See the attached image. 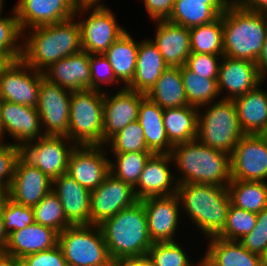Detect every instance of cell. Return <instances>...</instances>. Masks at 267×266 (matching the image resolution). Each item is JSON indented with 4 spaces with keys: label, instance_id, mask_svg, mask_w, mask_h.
Listing matches in <instances>:
<instances>
[{
    "label": "cell",
    "instance_id": "cell-33",
    "mask_svg": "<svg viewBox=\"0 0 267 266\" xmlns=\"http://www.w3.org/2000/svg\"><path fill=\"white\" fill-rule=\"evenodd\" d=\"M146 96L163 109L189 105L180 67H168Z\"/></svg>",
    "mask_w": 267,
    "mask_h": 266
},
{
    "label": "cell",
    "instance_id": "cell-19",
    "mask_svg": "<svg viewBox=\"0 0 267 266\" xmlns=\"http://www.w3.org/2000/svg\"><path fill=\"white\" fill-rule=\"evenodd\" d=\"M51 190L52 180L21 156L6 196L17 204L33 208Z\"/></svg>",
    "mask_w": 267,
    "mask_h": 266
},
{
    "label": "cell",
    "instance_id": "cell-27",
    "mask_svg": "<svg viewBox=\"0 0 267 266\" xmlns=\"http://www.w3.org/2000/svg\"><path fill=\"white\" fill-rule=\"evenodd\" d=\"M168 67L153 41L141 40L133 80L126 88L146 95Z\"/></svg>",
    "mask_w": 267,
    "mask_h": 266
},
{
    "label": "cell",
    "instance_id": "cell-13",
    "mask_svg": "<svg viewBox=\"0 0 267 266\" xmlns=\"http://www.w3.org/2000/svg\"><path fill=\"white\" fill-rule=\"evenodd\" d=\"M105 145H76L68 159L67 174L90 192L110 173Z\"/></svg>",
    "mask_w": 267,
    "mask_h": 266
},
{
    "label": "cell",
    "instance_id": "cell-18",
    "mask_svg": "<svg viewBox=\"0 0 267 266\" xmlns=\"http://www.w3.org/2000/svg\"><path fill=\"white\" fill-rule=\"evenodd\" d=\"M256 63L245 59L224 56L220 62L217 86L223 100H233L263 85Z\"/></svg>",
    "mask_w": 267,
    "mask_h": 266
},
{
    "label": "cell",
    "instance_id": "cell-17",
    "mask_svg": "<svg viewBox=\"0 0 267 266\" xmlns=\"http://www.w3.org/2000/svg\"><path fill=\"white\" fill-rule=\"evenodd\" d=\"M104 92L103 145L129 123L138 119V109L145 94L122 85L116 93Z\"/></svg>",
    "mask_w": 267,
    "mask_h": 266
},
{
    "label": "cell",
    "instance_id": "cell-30",
    "mask_svg": "<svg viewBox=\"0 0 267 266\" xmlns=\"http://www.w3.org/2000/svg\"><path fill=\"white\" fill-rule=\"evenodd\" d=\"M163 111V108L147 96L141 100L138 109L137 121L144 130L148 150L153 154H170L173 147L163 124Z\"/></svg>",
    "mask_w": 267,
    "mask_h": 266
},
{
    "label": "cell",
    "instance_id": "cell-15",
    "mask_svg": "<svg viewBox=\"0 0 267 266\" xmlns=\"http://www.w3.org/2000/svg\"><path fill=\"white\" fill-rule=\"evenodd\" d=\"M43 72L35 70L22 59L16 60L0 76V98L36 108Z\"/></svg>",
    "mask_w": 267,
    "mask_h": 266
},
{
    "label": "cell",
    "instance_id": "cell-14",
    "mask_svg": "<svg viewBox=\"0 0 267 266\" xmlns=\"http://www.w3.org/2000/svg\"><path fill=\"white\" fill-rule=\"evenodd\" d=\"M139 201L134 188L109 173L90 194V225H100L122 209Z\"/></svg>",
    "mask_w": 267,
    "mask_h": 266
},
{
    "label": "cell",
    "instance_id": "cell-16",
    "mask_svg": "<svg viewBox=\"0 0 267 266\" xmlns=\"http://www.w3.org/2000/svg\"><path fill=\"white\" fill-rule=\"evenodd\" d=\"M143 203L148 231L153 243L176 241L180 219V200L177 194L170 196L148 197Z\"/></svg>",
    "mask_w": 267,
    "mask_h": 266
},
{
    "label": "cell",
    "instance_id": "cell-10",
    "mask_svg": "<svg viewBox=\"0 0 267 266\" xmlns=\"http://www.w3.org/2000/svg\"><path fill=\"white\" fill-rule=\"evenodd\" d=\"M75 144L67 136L44 135L21 147V156L51 180L67 172L68 159Z\"/></svg>",
    "mask_w": 267,
    "mask_h": 266
},
{
    "label": "cell",
    "instance_id": "cell-47",
    "mask_svg": "<svg viewBox=\"0 0 267 266\" xmlns=\"http://www.w3.org/2000/svg\"><path fill=\"white\" fill-rule=\"evenodd\" d=\"M239 242L250 252L262 257L267 254V207L257 213L256 226Z\"/></svg>",
    "mask_w": 267,
    "mask_h": 266
},
{
    "label": "cell",
    "instance_id": "cell-6",
    "mask_svg": "<svg viewBox=\"0 0 267 266\" xmlns=\"http://www.w3.org/2000/svg\"><path fill=\"white\" fill-rule=\"evenodd\" d=\"M198 110L196 139L204 145L231 154L235 145L245 135L233 100L221 99Z\"/></svg>",
    "mask_w": 267,
    "mask_h": 266
},
{
    "label": "cell",
    "instance_id": "cell-29",
    "mask_svg": "<svg viewBox=\"0 0 267 266\" xmlns=\"http://www.w3.org/2000/svg\"><path fill=\"white\" fill-rule=\"evenodd\" d=\"M259 84L233 99L242 131L245 134L267 133V92Z\"/></svg>",
    "mask_w": 267,
    "mask_h": 266
},
{
    "label": "cell",
    "instance_id": "cell-24",
    "mask_svg": "<svg viewBox=\"0 0 267 266\" xmlns=\"http://www.w3.org/2000/svg\"><path fill=\"white\" fill-rule=\"evenodd\" d=\"M154 38L151 39L162 54L169 67H182L185 65L190 50L189 28L169 22L157 20Z\"/></svg>",
    "mask_w": 267,
    "mask_h": 266
},
{
    "label": "cell",
    "instance_id": "cell-9",
    "mask_svg": "<svg viewBox=\"0 0 267 266\" xmlns=\"http://www.w3.org/2000/svg\"><path fill=\"white\" fill-rule=\"evenodd\" d=\"M77 14L84 16L83 19L79 18L78 23L82 50L89 54H104L126 32V29L118 23L116 14L111 8L81 9L76 11V18Z\"/></svg>",
    "mask_w": 267,
    "mask_h": 266
},
{
    "label": "cell",
    "instance_id": "cell-40",
    "mask_svg": "<svg viewBox=\"0 0 267 266\" xmlns=\"http://www.w3.org/2000/svg\"><path fill=\"white\" fill-rule=\"evenodd\" d=\"M105 147L111 153L151 152L145 142L144 130L138 121L129 123L113 135L105 143Z\"/></svg>",
    "mask_w": 267,
    "mask_h": 266
},
{
    "label": "cell",
    "instance_id": "cell-60",
    "mask_svg": "<svg viewBox=\"0 0 267 266\" xmlns=\"http://www.w3.org/2000/svg\"><path fill=\"white\" fill-rule=\"evenodd\" d=\"M1 104H2V99L0 98V136L3 141V124H2Z\"/></svg>",
    "mask_w": 267,
    "mask_h": 266
},
{
    "label": "cell",
    "instance_id": "cell-5",
    "mask_svg": "<svg viewBox=\"0 0 267 266\" xmlns=\"http://www.w3.org/2000/svg\"><path fill=\"white\" fill-rule=\"evenodd\" d=\"M221 17L223 55L256 63L267 36V14L247 10L234 1Z\"/></svg>",
    "mask_w": 267,
    "mask_h": 266
},
{
    "label": "cell",
    "instance_id": "cell-42",
    "mask_svg": "<svg viewBox=\"0 0 267 266\" xmlns=\"http://www.w3.org/2000/svg\"><path fill=\"white\" fill-rule=\"evenodd\" d=\"M11 13L4 17L0 13V51L7 52L16 61L22 57L24 38L14 8Z\"/></svg>",
    "mask_w": 267,
    "mask_h": 266
},
{
    "label": "cell",
    "instance_id": "cell-55",
    "mask_svg": "<svg viewBox=\"0 0 267 266\" xmlns=\"http://www.w3.org/2000/svg\"><path fill=\"white\" fill-rule=\"evenodd\" d=\"M0 266H22L21 259L6 252L0 253Z\"/></svg>",
    "mask_w": 267,
    "mask_h": 266
},
{
    "label": "cell",
    "instance_id": "cell-35",
    "mask_svg": "<svg viewBox=\"0 0 267 266\" xmlns=\"http://www.w3.org/2000/svg\"><path fill=\"white\" fill-rule=\"evenodd\" d=\"M220 14L206 0H175L169 22L193 28L216 20Z\"/></svg>",
    "mask_w": 267,
    "mask_h": 266
},
{
    "label": "cell",
    "instance_id": "cell-43",
    "mask_svg": "<svg viewBox=\"0 0 267 266\" xmlns=\"http://www.w3.org/2000/svg\"><path fill=\"white\" fill-rule=\"evenodd\" d=\"M147 255L155 266H198L202 261L194 264L176 241L153 243Z\"/></svg>",
    "mask_w": 267,
    "mask_h": 266
},
{
    "label": "cell",
    "instance_id": "cell-26",
    "mask_svg": "<svg viewBox=\"0 0 267 266\" xmlns=\"http://www.w3.org/2000/svg\"><path fill=\"white\" fill-rule=\"evenodd\" d=\"M209 239L206 253L201 257L205 266H264L263 257L247 250L239 241L217 236Z\"/></svg>",
    "mask_w": 267,
    "mask_h": 266
},
{
    "label": "cell",
    "instance_id": "cell-25",
    "mask_svg": "<svg viewBox=\"0 0 267 266\" xmlns=\"http://www.w3.org/2000/svg\"><path fill=\"white\" fill-rule=\"evenodd\" d=\"M52 191L58 196L72 225H90L89 190L65 173L52 180Z\"/></svg>",
    "mask_w": 267,
    "mask_h": 266
},
{
    "label": "cell",
    "instance_id": "cell-34",
    "mask_svg": "<svg viewBox=\"0 0 267 266\" xmlns=\"http://www.w3.org/2000/svg\"><path fill=\"white\" fill-rule=\"evenodd\" d=\"M231 204L252 213L267 207V181L233 180L227 185Z\"/></svg>",
    "mask_w": 267,
    "mask_h": 266
},
{
    "label": "cell",
    "instance_id": "cell-8",
    "mask_svg": "<svg viewBox=\"0 0 267 266\" xmlns=\"http://www.w3.org/2000/svg\"><path fill=\"white\" fill-rule=\"evenodd\" d=\"M58 245L68 266H112L99 225H71L59 233Z\"/></svg>",
    "mask_w": 267,
    "mask_h": 266
},
{
    "label": "cell",
    "instance_id": "cell-39",
    "mask_svg": "<svg viewBox=\"0 0 267 266\" xmlns=\"http://www.w3.org/2000/svg\"><path fill=\"white\" fill-rule=\"evenodd\" d=\"M35 223L50 227L58 233L72 224L67 220L58 196L51 190L33 207Z\"/></svg>",
    "mask_w": 267,
    "mask_h": 266
},
{
    "label": "cell",
    "instance_id": "cell-51",
    "mask_svg": "<svg viewBox=\"0 0 267 266\" xmlns=\"http://www.w3.org/2000/svg\"><path fill=\"white\" fill-rule=\"evenodd\" d=\"M239 6L247 10L267 14V0H234Z\"/></svg>",
    "mask_w": 267,
    "mask_h": 266
},
{
    "label": "cell",
    "instance_id": "cell-41",
    "mask_svg": "<svg viewBox=\"0 0 267 266\" xmlns=\"http://www.w3.org/2000/svg\"><path fill=\"white\" fill-rule=\"evenodd\" d=\"M256 222L257 213H252L230 204L225 227L217 237L225 240L239 241L254 229Z\"/></svg>",
    "mask_w": 267,
    "mask_h": 266
},
{
    "label": "cell",
    "instance_id": "cell-63",
    "mask_svg": "<svg viewBox=\"0 0 267 266\" xmlns=\"http://www.w3.org/2000/svg\"><path fill=\"white\" fill-rule=\"evenodd\" d=\"M4 195L5 194L0 193V203H1V200L3 199Z\"/></svg>",
    "mask_w": 267,
    "mask_h": 266
},
{
    "label": "cell",
    "instance_id": "cell-11",
    "mask_svg": "<svg viewBox=\"0 0 267 266\" xmlns=\"http://www.w3.org/2000/svg\"><path fill=\"white\" fill-rule=\"evenodd\" d=\"M72 91L41 79L36 109L44 135L69 134L70 99Z\"/></svg>",
    "mask_w": 267,
    "mask_h": 266
},
{
    "label": "cell",
    "instance_id": "cell-37",
    "mask_svg": "<svg viewBox=\"0 0 267 266\" xmlns=\"http://www.w3.org/2000/svg\"><path fill=\"white\" fill-rule=\"evenodd\" d=\"M191 53L223 55L221 15L214 21L189 29Z\"/></svg>",
    "mask_w": 267,
    "mask_h": 266
},
{
    "label": "cell",
    "instance_id": "cell-3",
    "mask_svg": "<svg viewBox=\"0 0 267 266\" xmlns=\"http://www.w3.org/2000/svg\"><path fill=\"white\" fill-rule=\"evenodd\" d=\"M99 227L112 260L145 256L153 245L140 200L105 219Z\"/></svg>",
    "mask_w": 267,
    "mask_h": 266
},
{
    "label": "cell",
    "instance_id": "cell-44",
    "mask_svg": "<svg viewBox=\"0 0 267 266\" xmlns=\"http://www.w3.org/2000/svg\"><path fill=\"white\" fill-rule=\"evenodd\" d=\"M0 211L4 221V227L8 234L21 230L34 221V211L32 207L17 204L4 195L0 203Z\"/></svg>",
    "mask_w": 267,
    "mask_h": 266
},
{
    "label": "cell",
    "instance_id": "cell-45",
    "mask_svg": "<svg viewBox=\"0 0 267 266\" xmlns=\"http://www.w3.org/2000/svg\"><path fill=\"white\" fill-rule=\"evenodd\" d=\"M21 157V147L11 142L0 144V193H7L12 183L17 160Z\"/></svg>",
    "mask_w": 267,
    "mask_h": 266
},
{
    "label": "cell",
    "instance_id": "cell-53",
    "mask_svg": "<svg viewBox=\"0 0 267 266\" xmlns=\"http://www.w3.org/2000/svg\"><path fill=\"white\" fill-rule=\"evenodd\" d=\"M73 4L76 11L81 9L108 8L106 4H103V0H73Z\"/></svg>",
    "mask_w": 267,
    "mask_h": 266
},
{
    "label": "cell",
    "instance_id": "cell-58",
    "mask_svg": "<svg viewBox=\"0 0 267 266\" xmlns=\"http://www.w3.org/2000/svg\"><path fill=\"white\" fill-rule=\"evenodd\" d=\"M112 266H138V257L113 260Z\"/></svg>",
    "mask_w": 267,
    "mask_h": 266
},
{
    "label": "cell",
    "instance_id": "cell-31",
    "mask_svg": "<svg viewBox=\"0 0 267 266\" xmlns=\"http://www.w3.org/2000/svg\"><path fill=\"white\" fill-rule=\"evenodd\" d=\"M130 32L120 36L104 53L112 66L116 79L127 87L133 80L136 69L139 41Z\"/></svg>",
    "mask_w": 267,
    "mask_h": 266
},
{
    "label": "cell",
    "instance_id": "cell-36",
    "mask_svg": "<svg viewBox=\"0 0 267 266\" xmlns=\"http://www.w3.org/2000/svg\"><path fill=\"white\" fill-rule=\"evenodd\" d=\"M180 72L190 106L200 108L209 103L221 100L217 79L204 78L201 75L193 73L185 66L180 67ZM217 97H220V99Z\"/></svg>",
    "mask_w": 267,
    "mask_h": 266
},
{
    "label": "cell",
    "instance_id": "cell-56",
    "mask_svg": "<svg viewBox=\"0 0 267 266\" xmlns=\"http://www.w3.org/2000/svg\"><path fill=\"white\" fill-rule=\"evenodd\" d=\"M8 236L9 234L5 230L3 217L0 211V253H4L6 250Z\"/></svg>",
    "mask_w": 267,
    "mask_h": 266
},
{
    "label": "cell",
    "instance_id": "cell-59",
    "mask_svg": "<svg viewBox=\"0 0 267 266\" xmlns=\"http://www.w3.org/2000/svg\"><path fill=\"white\" fill-rule=\"evenodd\" d=\"M138 266H155L148 255L138 257Z\"/></svg>",
    "mask_w": 267,
    "mask_h": 266
},
{
    "label": "cell",
    "instance_id": "cell-20",
    "mask_svg": "<svg viewBox=\"0 0 267 266\" xmlns=\"http://www.w3.org/2000/svg\"><path fill=\"white\" fill-rule=\"evenodd\" d=\"M13 8L23 33L71 19L76 13L73 0H19Z\"/></svg>",
    "mask_w": 267,
    "mask_h": 266
},
{
    "label": "cell",
    "instance_id": "cell-1",
    "mask_svg": "<svg viewBox=\"0 0 267 266\" xmlns=\"http://www.w3.org/2000/svg\"><path fill=\"white\" fill-rule=\"evenodd\" d=\"M74 20L75 17L24 31L21 59L35 70L43 72L60 59L81 51L80 25Z\"/></svg>",
    "mask_w": 267,
    "mask_h": 266
},
{
    "label": "cell",
    "instance_id": "cell-32",
    "mask_svg": "<svg viewBox=\"0 0 267 266\" xmlns=\"http://www.w3.org/2000/svg\"><path fill=\"white\" fill-rule=\"evenodd\" d=\"M198 109L190 105L164 109L163 124L172 145L190 142L197 138Z\"/></svg>",
    "mask_w": 267,
    "mask_h": 266
},
{
    "label": "cell",
    "instance_id": "cell-62",
    "mask_svg": "<svg viewBox=\"0 0 267 266\" xmlns=\"http://www.w3.org/2000/svg\"><path fill=\"white\" fill-rule=\"evenodd\" d=\"M264 266H267V254L263 257Z\"/></svg>",
    "mask_w": 267,
    "mask_h": 266
},
{
    "label": "cell",
    "instance_id": "cell-46",
    "mask_svg": "<svg viewBox=\"0 0 267 266\" xmlns=\"http://www.w3.org/2000/svg\"><path fill=\"white\" fill-rule=\"evenodd\" d=\"M89 68L91 73V90L105 92L107 90L102 88L103 85H121L116 79L112 66L104 54H90Z\"/></svg>",
    "mask_w": 267,
    "mask_h": 266
},
{
    "label": "cell",
    "instance_id": "cell-48",
    "mask_svg": "<svg viewBox=\"0 0 267 266\" xmlns=\"http://www.w3.org/2000/svg\"><path fill=\"white\" fill-rule=\"evenodd\" d=\"M223 55L190 53L185 67L204 78L217 79Z\"/></svg>",
    "mask_w": 267,
    "mask_h": 266
},
{
    "label": "cell",
    "instance_id": "cell-7",
    "mask_svg": "<svg viewBox=\"0 0 267 266\" xmlns=\"http://www.w3.org/2000/svg\"><path fill=\"white\" fill-rule=\"evenodd\" d=\"M104 92L72 91L69 134L75 145H103Z\"/></svg>",
    "mask_w": 267,
    "mask_h": 266
},
{
    "label": "cell",
    "instance_id": "cell-61",
    "mask_svg": "<svg viewBox=\"0 0 267 266\" xmlns=\"http://www.w3.org/2000/svg\"><path fill=\"white\" fill-rule=\"evenodd\" d=\"M3 3H5L3 0H0V13L2 12L3 13Z\"/></svg>",
    "mask_w": 267,
    "mask_h": 266
},
{
    "label": "cell",
    "instance_id": "cell-50",
    "mask_svg": "<svg viewBox=\"0 0 267 266\" xmlns=\"http://www.w3.org/2000/svg\"><path fill=\"white\" fill-rule=\"evenodd\" d=\"M149 19L167 20L172 12L175 0H142Z\"/></svg>",
    "mask_w": 267,
    "mask_h": 266
},
{
    "label": "cell",
    "instance_id": "cell-2",
    "mask_svg": "<svg viewBox=\"0 0 267 266\" xmlns=\"http://www.w3.org/2000/svg\"><path fill=\"white\" fill-rule=\"evenodd\" d=\"M170 156L179 174L177 184L197 183L227 187L231 181L230 154L197 139L173 145Z\"/></svg>",
    "mask_w": 267,
    "mask_h": 266
},
{
    "label": "cell",
    "instance_id": "cell-28",
    "mask_svg": "<svg viewBox=\"0 0 267 266\" xmlns=\"http://www.w3.org/2000/svg\"><path fill=\"white\" fill-rule=\"evenodd\" d=\"M58 236L59 233L54 229L34 222L9 234L5 252L22 259L26 255L57 246Z\"/></svg>",
    "mask_w": 267,
    "mask_h": 266
},
{
    "label": "cell",
    "instance_id": "cell-52",
    "mask_svg": "<svg viewBox=\"0 0 267 266\" xmlns=\"http://www.w3.org/2000/svg\"><path fill=\"white\" fill-rule=\"evenodd\" d=\"M256 66L261 79L264 81L265 77H267V36L263 44L262 52L256 61Z\"/></svg>",
    "mask_w": 267,
    "mask_h": 266
},
{
    "label": "cell",
    "instance_id": "cell-22",
    "mask_svg": "<svg viewBox=\"0 0 267 266\" xmlns=\"http://www.w3.org/2000/svg\"><path fill=\"white\" fill-rule=\"evenodd\" d=\"M3 142L5 134L14 139L12 144H24L44 136L36 108L2 100Z\"/></svg>",
    "mask_w": 267,
    "mask_h": 266
},
{
    "label": "cell",
    "instance_id": "cell-21",
    "mask_svg": "<svg viewBox=\"0 0 267 266\" xmlns=\"http://www.w3.org/2000/svg\"><path fill=\"white\" fill-rule=\"evenodd\" d=\"M173 164L170 154H153L140 174L134 192L138 200L148 197L177 194V181L171 172Z\"/></svg>",
    "mask_w": 267,
    "mask_h": 266
},
{
    "label": "cell",
    "instance_id": "cell-38",
    "mask_svg": "<svg viewBox=\"0 0 267 266\" xmlns=\"http://www.w3.org/2000/svg\"><path fill=\"white\" fill-rule=\"evenodd\" d=\"M116 158L109 160L110 173L117 179L131 185L133 188L137 185L140 174L152 152H128L112 153Z\"/></svg>",
    "mask_w": 267,
    "mask_h": 266
},
{
    "label": "cell",
    "instance_id": "cell-54",
    "mask_svg": "<svg viewBox=\"0 0 267 266\" xmlns=\"http://www.w3.org/2000/svg\"><path fill=\"white\" fill-rule=\"evenodd\" d=\"M234 0H206V4L211 5L220 15H222Z\"/></svg>",
    "mask_w": 267,
    "mask_h": 266
},
{
    "label": "cell",
    "instance_id": "cell-12",
    "mask_svg": "<svg viewBox=\"0 0 267 266\" xmlns=\"http://www.w3.org/2000/svg\"><path fill=\"white\" fill-rule=\"evenodd\" d=\"M233 180H267V136L245 134L230 154Z\"/></svg>",
    "mask_w": 267,
    "mask_h": 266
},
{
    "label": "cell",
    "instance_id": "cell-49",
    "mask_svg": "<svg viewBox=\"0 0 267 266\" xmlns=\"http://www.w3.org/2000/svg\"><path fill=\"white\" fill-rule=\"evenodd\" d=\"M22 266H68L59 245L40 252L32 253L21 259Z\"/></svg>",
    "mask_w": 267,
    "mask_h": 266
},
{
    "label": "cell",
    "instance_id": "cell-4",
    "mask_svg": "<svg viewBox=\"0 0 267 266\" xmlns=\"http://www.w3.org/2000/svg\"><path fill=\"white\" fill-rule=\"evenodd\" d=\"M177 195L183 212L204 237H215L224 229L231 204L227 187L182 183Z\"/></svg>",
    "mask_w": 267,
    "mask_h": 266
},
{
    "label": "cell",
    "instance_id": "cell-64",
    "mask_svg": "<svg viewBox=\"0 0 267 266\" xmlns=\"http://www.w3.org/2000/svg\"><path fill=\"white\" fill-rule=\"evenodd\" d=\"M198 266H205L203 262L201 261Z\"/></svg>",
    "mask_w": 267,
    "mask_h": 266
},
{
    "label": "cell",
    "instance_id": "cell-23",
    "mask_svg": "<svg viewBox=\"0 0 267 266\" xmlns=\"http://www.w3.org/2000/svg\"><path fill=\"white\" fill-rule=\"evenodd\" d=\"M90 54L81 50L51 64L44 78L71 91L91 90Z\"/></svg>",
    "mask_w": 267,
    "mask_h": 266
},
{
    "label": "cell",
    "instance_id": "cell-57",
    "mask_svg": "<svg viewBox=\"0 0 267 266\" xmlns=\"http://www.w3.org/2000/svg\"><path fill=\"white\" fill-rule=\"evenodd\" d=\"M14 62L15 60L7 52L0 51V76Z\"/></svg>",
    "mask_w": 267,
    "mask_h": 266
}]
</instances>
